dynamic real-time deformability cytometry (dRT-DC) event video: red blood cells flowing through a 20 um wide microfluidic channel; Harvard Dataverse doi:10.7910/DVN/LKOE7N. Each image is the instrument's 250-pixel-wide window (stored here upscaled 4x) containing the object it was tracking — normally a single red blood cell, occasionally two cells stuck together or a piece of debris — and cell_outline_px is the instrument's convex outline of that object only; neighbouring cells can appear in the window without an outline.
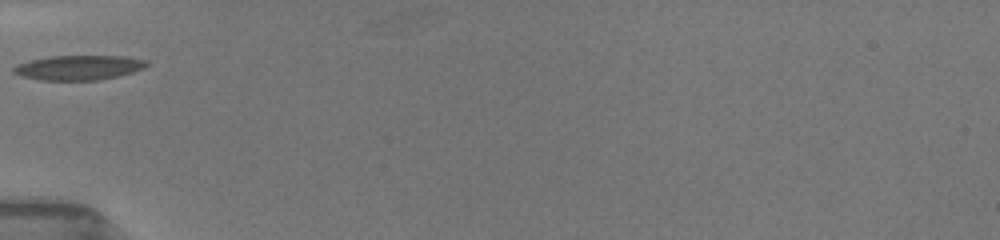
{"species": "common noctule bat (a hibernating species)", "species_latin": "Nyctalus noctula", "temperature_condition": "room temperature", "stored_images_in_passage": 1, "camera_frame_rate_fps": 3000, "um_per_image_px": 0.085, "animal": {"sex": "female", "body_mass_g": 19.5, "forearm_length_mm": 54.1}, "frame": {"image": 1, "passage_image": 1, "time_ms": 0.0, "image_size_px": [1000, 240], "cell_outline_px": [[152, 64], [144, 68], [120, 76], [96, 80], [40, 80], [24, 76], [12, 72], [12, 68], [16, 64], [48, 56], [124, 56], [148, 60]], "centroid_in_image_um": [6.74, 5.74], "position_along_channel_um": 78.3, "area_um2": 19.25}}